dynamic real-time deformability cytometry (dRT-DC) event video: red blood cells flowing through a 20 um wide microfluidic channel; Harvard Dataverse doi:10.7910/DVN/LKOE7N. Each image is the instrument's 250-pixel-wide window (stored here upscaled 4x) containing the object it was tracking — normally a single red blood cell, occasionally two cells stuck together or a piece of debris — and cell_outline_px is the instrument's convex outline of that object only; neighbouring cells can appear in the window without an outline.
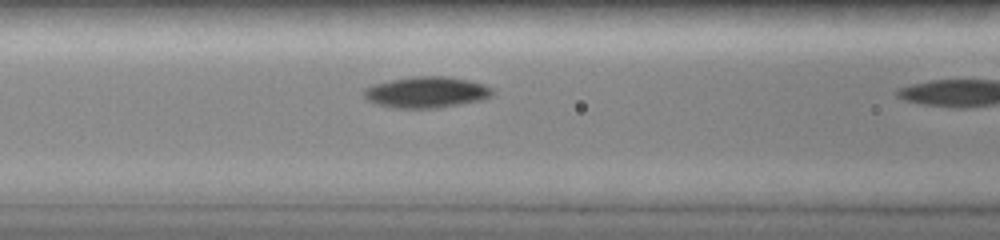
{"species": "common noctule bat (a hibernating species)", "species_latin": "Nyctalus noctula", "temperature_condition": "room temperature", "stored_images_in_passage": 7, "segment_of_instrument_passage": [1, 2], "camera_frame_rate_fps": 3000, "um_per_image_px": 0.085, "animal": {"sex": "female", "body_mass_g": 19.0, "forearm_length_mm": 51.5}, "frame": {"image": 1, "passage_image": 6, "time_ms": 4.333, "image_size_px": [1000, 240], "cell_outline_px": [[496, 92], [492, 96], [480, 100], [460, 104], [436, 108], [392, 108], [376, 104], [368, 100], [364, 96], [364, 88], [372, 84], [412, 76], [448, 76], [468, 80], [484, 84], [492, 88]], "centroid_in_image_um": [36.25, 7.84], "position_along_channel_um": 130.3, "area_um2": 23.47}}